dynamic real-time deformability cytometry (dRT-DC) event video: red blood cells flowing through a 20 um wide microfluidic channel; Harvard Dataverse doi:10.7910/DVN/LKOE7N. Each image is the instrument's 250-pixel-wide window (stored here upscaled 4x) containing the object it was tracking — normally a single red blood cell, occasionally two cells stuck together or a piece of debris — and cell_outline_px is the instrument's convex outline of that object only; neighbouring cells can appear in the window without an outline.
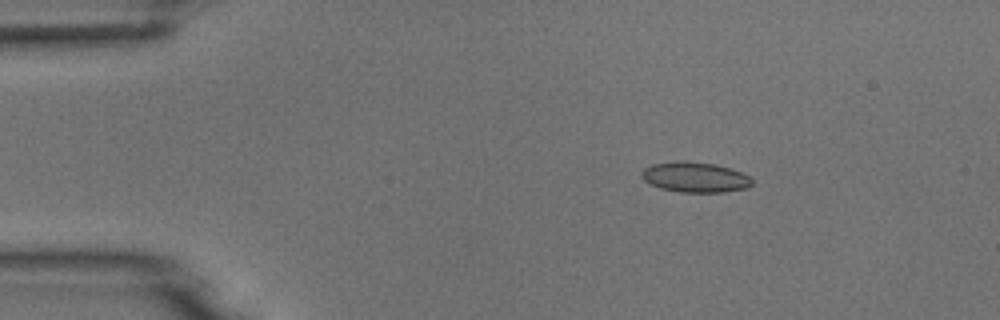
{"species": "common noctule bat (a hibernating species)", "species_latin": "Nyctalus noctula", "temperature_condition": "room temperature", "stored_images_in_passage": 4, "camera_frame_rate_fps": 3000, "um_per_image_px": 0.085, "animal": {"sex": "male", "body_mass_g": 18.8}, "frame": {"image": 1, "passage_image": 2, "time_ms": 0.333, "image_size_px": [1000, 320], "cell_outline_px": [[752, 184], [748, 188], [724, 192], [680, 192], [660, 188], [648, 184], [640, 176], [640, 172], [644, 168], [652, 164], [684, 160], [716, 164], [740, 172], [748, 176], [752, 180]], "centroid_in_image_um": [59.04, 15.06], "position_along_channel_um": 26.0, "area_um2": 19.59}}
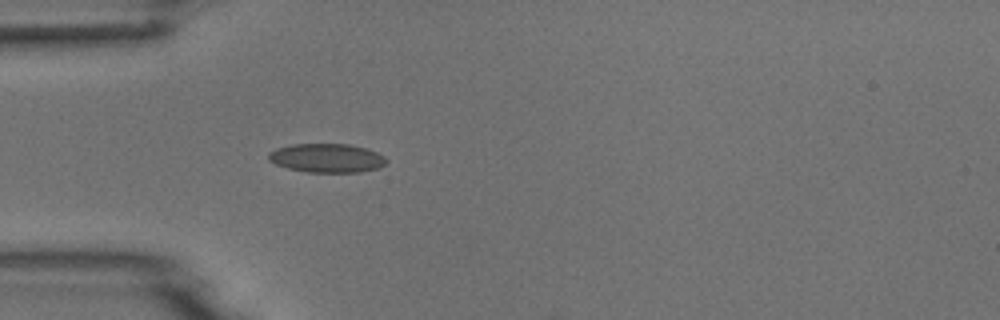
{"frame": {"image": 2, "passage_image": 4, "time_ms": 1.0, "image_size_px": [1000, 320], "cell_outline_px": [[388, 160], [380, 168], [360, 172], [308, 172], [288, 168], [276, 164], [268, 160], [268, 152], [276, 148], [292, 144], [348, 144], [368, 148], [384, 156]], "centroid_in_image_um": [27.79, 13.43], "position_along_channel_um": 57.2, "area_um2": 19.94}}